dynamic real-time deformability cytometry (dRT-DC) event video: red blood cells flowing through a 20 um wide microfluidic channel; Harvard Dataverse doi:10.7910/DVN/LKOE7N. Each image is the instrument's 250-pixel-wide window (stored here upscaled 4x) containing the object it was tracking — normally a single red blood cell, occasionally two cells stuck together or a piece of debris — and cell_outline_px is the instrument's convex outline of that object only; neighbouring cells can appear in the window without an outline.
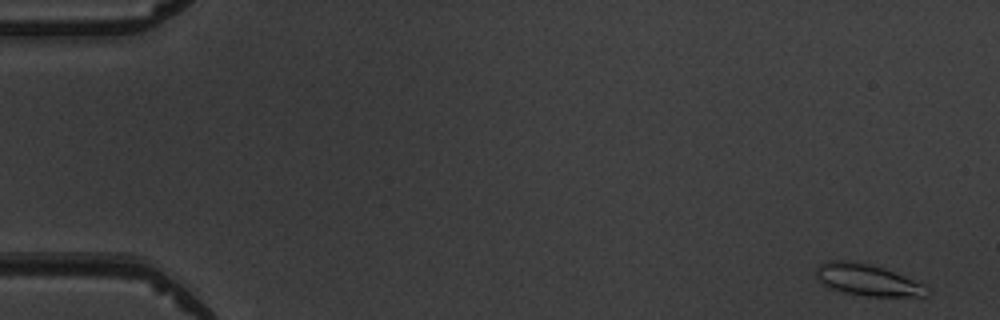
{"species": "common noctule bat (a hibernating species)", "species_latin": "Nyctalus noctula", "temperature_condition": "warm", "stored_images_in_passage": 6, "camera_frame_rate_fps": 3000, "um_per_image_px": 0.085, "animal": {"sex": "male", "body_mass_g": 19.5, "forearm_length_mm": 54.6}, "frame": {"image": 1, "passage_image": 1, "time_ms": 0.0, "image_size_px": [1000, 320], "cell_outline_px": [[932, 292], [928, 296], [868, 296], [844, 292], [832, 288], [816, 280], [816, 268], [820, 264], [828, 260], [848, 260], [868, 264], [884, 268], [924, 284]], "centroid_in_image_um": [73.74, 23.79], "position_along_channel_um": 11.3, "area_um2": 20.35}}